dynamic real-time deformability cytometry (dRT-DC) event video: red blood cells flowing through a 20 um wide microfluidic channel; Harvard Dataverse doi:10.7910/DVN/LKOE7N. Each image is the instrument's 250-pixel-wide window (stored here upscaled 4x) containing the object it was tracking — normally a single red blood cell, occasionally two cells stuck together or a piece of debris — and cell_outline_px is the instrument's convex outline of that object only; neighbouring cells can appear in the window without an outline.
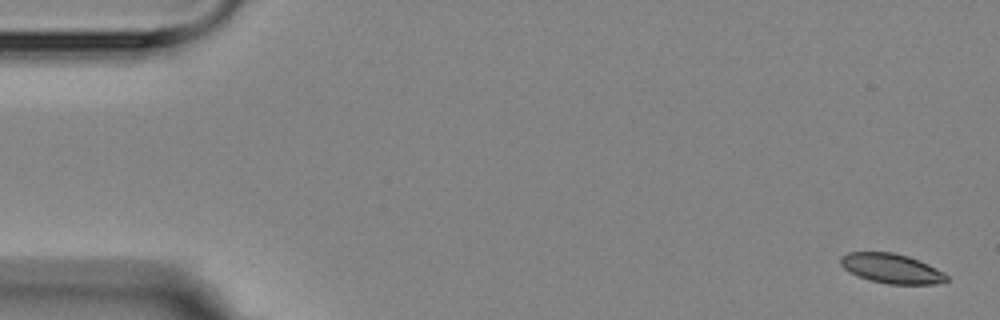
{"species": "Egyptian fruit bat (a non-hibernating species)", "species_latin": "Rousettus aegyptiacus", "temperature_condition": "room temperature", "stored_images_in_passage": 5, "camera_frame_rate_fps": 3000, "um_per_image_px": 0.085, "animal": {"sex": "female"}, "frame": {"image": 1, "passage_image": 1, "time_ms": 0.0, "image_size_px": [1000, 320], "cell_outline_px": [[948, 280], [936, 284], [888, 284], [868, 280], [844, 268], [840, 264], [840, 256], [848, 252], [892, 252], [908, 256], [928, 264], [944, 272], [948, 276]], "centroid_in_image_um": [75.79, 22.82], "position_along_channel_um": 9.2, "area_um2": 18.26}}
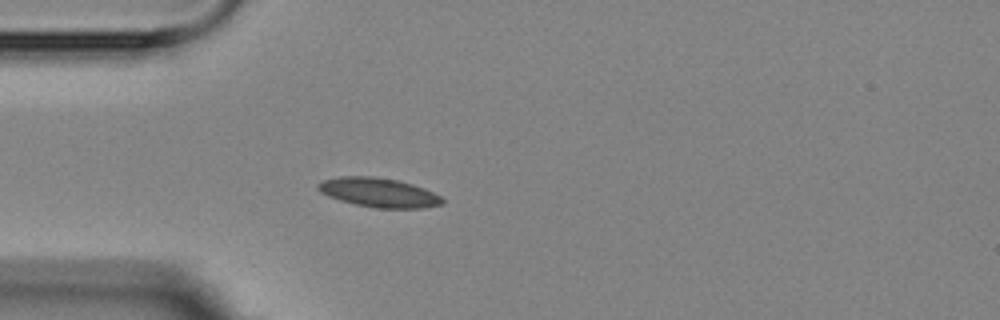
{"frame": {"image": 2, "passage_image": 5, "time_ms": 4.667, "image_size_px": [1000, 320], "cell_outline_px": [[444, 204], [424, 208], [376, 208], [356, 204], [340, 200], [328, 196], [320, 192], [316, 188], [316, 184], [324, 180], [340, 176], [372, 176], [396, 180], [412, 184], [424, 188], [440, 196], [444, 200]], "centroid_in_image_um": [32.19, 16.37], "position_along_channel_um": 52.8, "area_um2": 21.15}}